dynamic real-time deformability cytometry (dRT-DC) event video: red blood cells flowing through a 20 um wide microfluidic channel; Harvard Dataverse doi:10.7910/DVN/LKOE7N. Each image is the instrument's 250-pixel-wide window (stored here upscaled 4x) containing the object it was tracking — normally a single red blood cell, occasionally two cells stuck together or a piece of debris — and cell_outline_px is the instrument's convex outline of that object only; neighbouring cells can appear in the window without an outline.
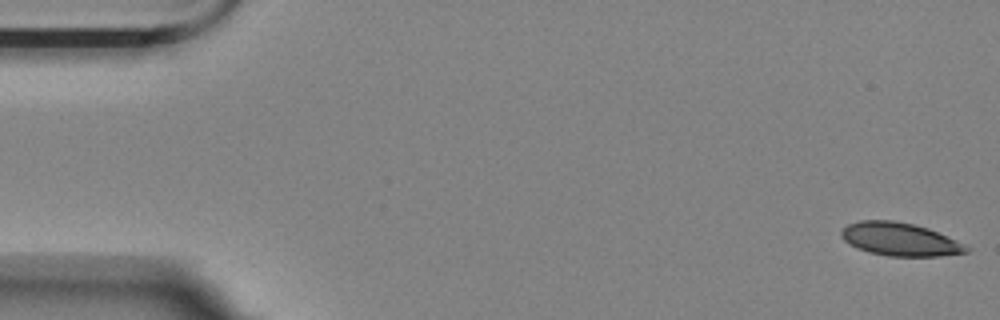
{"species": "Egyptian fruit bat (a non-hibernating species)", "species_latin": "Rousettus aegyptiacus", "temperature_condition": "room temperature", "stored_images_in_passage": 16, "camera_frame_rate_fps": 3000, "um_per_image_px": 0.085, "animal": {"sex": "female"}, "frame": {"image": 1, "passage_image": 1, "time_ms": 0.0, "image_size_px": [1000, 320], "cell_outline_px": [[972, 248], [968, 252], [940, 256], [888, 256], [868, 252], [856, 248], [848, 244], [840, 236], [840, 232], [848, 224], [860, 220], [892, 220], [912, 224], [928, 228], [956, 240]], "centroid_in_image_um": [76.47, 20.34], "position_along_channel_um": 8.5, "area_um2": 24.22}}
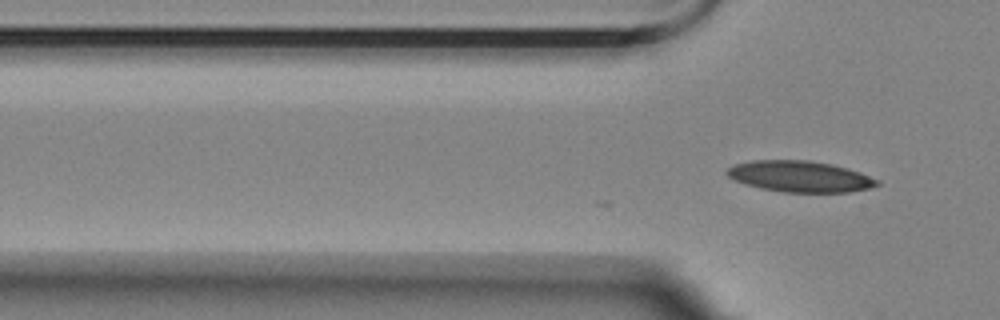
{"frame": {"image": 2, "passage_image": 16, "time_ms": 5.0, "image_size_px": [1000, 320], "cell_outline_px": [[880, 184], [868, 188], [848, 192], [784, 192], [760, 188], [744, 184], [728, 176], [724, 172], [728, 168], [736, 164], [752, 160], [808, 160], [832, 164], [860, 172], [880, 180]], "centroid_in_image_um": [67.99, 14.99], "position_along_channel_um": 57.8, "area_um2": 27.17}}